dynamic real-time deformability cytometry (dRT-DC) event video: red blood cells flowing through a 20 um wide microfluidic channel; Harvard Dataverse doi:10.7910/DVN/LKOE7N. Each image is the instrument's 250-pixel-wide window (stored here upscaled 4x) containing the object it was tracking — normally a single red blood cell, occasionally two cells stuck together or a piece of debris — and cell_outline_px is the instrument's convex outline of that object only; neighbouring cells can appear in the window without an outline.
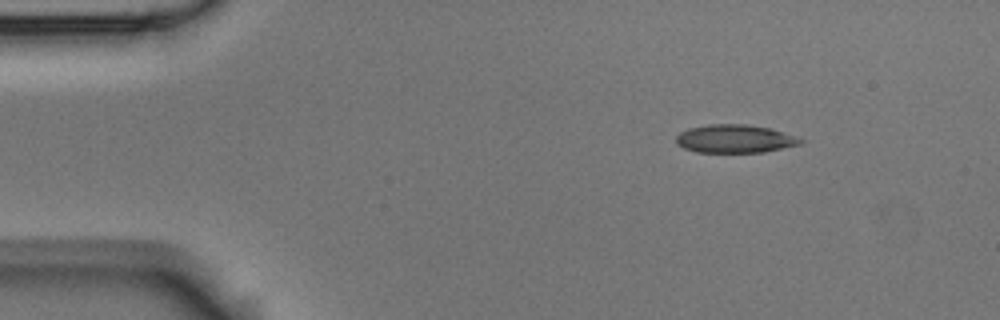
{"species": "Egyptian fruit bat (a non-hibernating species)", "species_latin": "Rousettus aegyptiacus", "temperature_condition": "room temperature", "stored_images_in_passage": 4, "camera_frame_rate_fps": 3000, "um_per_image_px": 0.085, "animal": {"sex": "male"}, "frame": {"image": 1, "passage_image": 1, "time_ms": 0.0, "image_size_px": [1000, 320], "cell_outline_px": [[804, 144], [764, 152], [696, 152], [684, 148], [676, 144], [676, 136], [680, 132], [688, 128], [712, 124], [744, 124], [768, 128], [796, 136], [804, 140]], "centroid_in_image_um": [62.47, 11.8], "position_along_channel_um": 22.5, "area_um2": 20.46}}
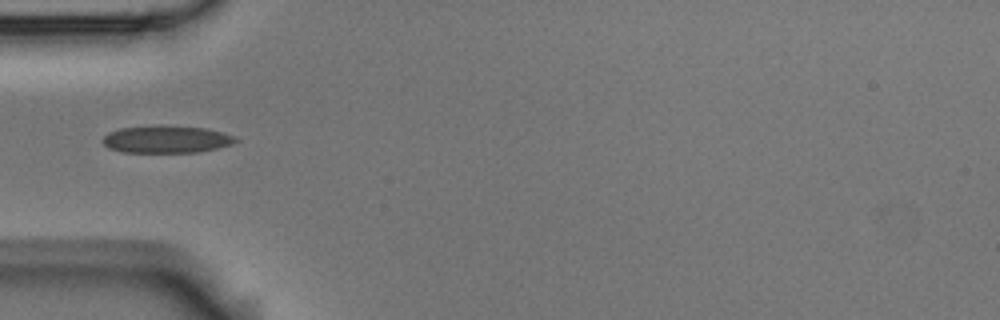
{"frame": {"image": 2, "passage_image": 4, "time_ms": 1.0, "image_size_px": [1000, 320], "cell_outline_px": [[240, 140], [232, 144], [216, 148], [196, 152], [124, 152], [108, 148], [100, 140], [108, 132], [120, 128], [152, 124], [160, 124], [204, 128], [224, 132], [236, 136]], "centroid_in_image_um": [14.13, 11.81], "position_along_channel_um": 70.9, "area_um2": 21.62}}